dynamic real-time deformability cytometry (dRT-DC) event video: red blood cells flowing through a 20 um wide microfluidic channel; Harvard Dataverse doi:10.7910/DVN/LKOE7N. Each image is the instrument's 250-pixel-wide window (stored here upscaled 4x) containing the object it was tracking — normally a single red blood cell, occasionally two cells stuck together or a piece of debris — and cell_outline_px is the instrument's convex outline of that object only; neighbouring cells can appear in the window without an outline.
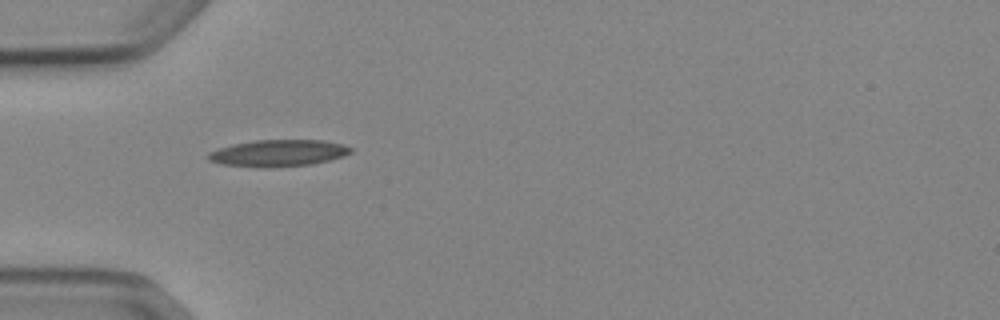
{"species": "Egyptian fruit bat (a non-hibernating species)", "species_latin": "Rousettus aegyptiacus", "temperature_condition": "cold", "stored_images_in_passage": 37, "camera_frame_rate_fps": 3000, "um_per_image_px": 0.085, "animal": {"sex": "female"}, "frame": {"image": 1, "passage_image": 1, "time_ms": 0.0, "image_size_px": [1000, 320], "cell_outline_px": [[352, 152], [344, 156], [312, 164], [268, 168], [256, 168], [224, 164], [208, 160], [208, 152], [232, 144], [252, 140], [324, 140], [344, 144], [352, 148]], "centroid_in_image_um": [23.66, 13.01], "position_along_channel_um": 61.3, "area_um2": 22.37}}
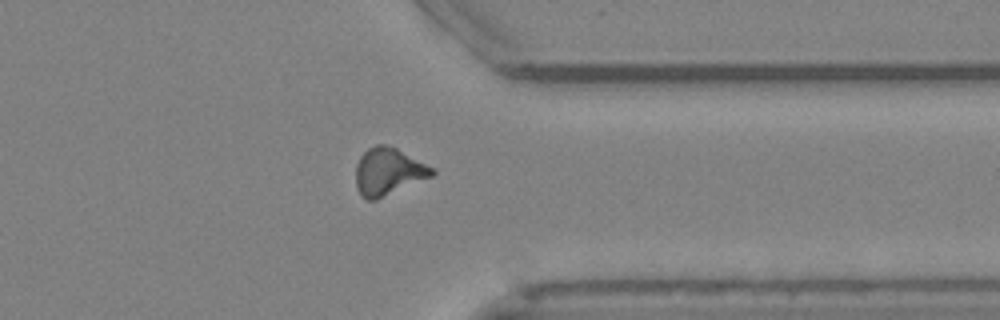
{"frame": {"image": 2, "passage_image": 26, "time_ms": 8.333, "image_size_px": [1000, 320], "cell_outline_px": [[436, 172], [432, 176], [376, 200], [368, 200], [360, 196], [356, 188], [356, 164], [360, 156], [368, 148], [376, 144], [384, 144], [396, 148], [436, 168]], "centroid_in_image_um": [33.0, 14.58], "position_along_channel_um": 378.4, "area_um2": 21.15}}
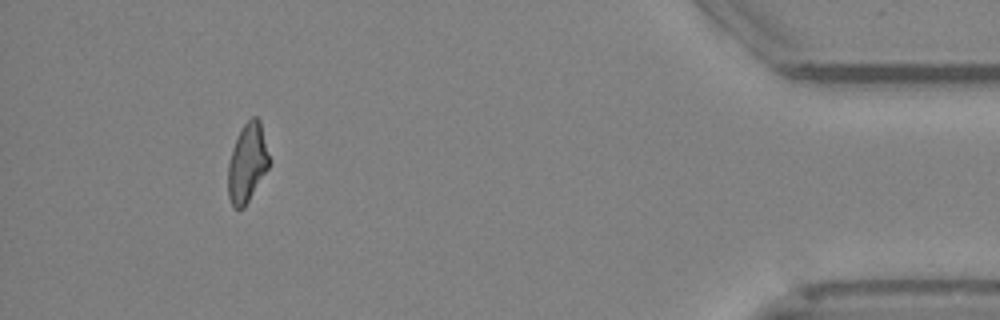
{"frame": {"image": 3, "passage_image": 33, "time_ms": 10.667, "image_size_px": [1000, 320], "cell_outline_px": [[268, 168], [244, 208], [232, 208], [228, 196], [228, 164], [232, 148], [244, 124], [252, 116], [256, 116], [260, 120], [268, 156]], "centroid_in_image_um": [20.99, 13.88], "position_along_channel_um": 414.2, "area_um2": 18.5}, "authors_computed_cell_mechanics": {"area_um2": 20.2878, "velocity_mm_per_s": 3.893, "shape_relaxation_time_tau1_ms": null, "shape_relaxation_time_tau2_ms": 5.5086, "deformation_change_tau1": null, "deformation_change_tau2": 0.1616}}